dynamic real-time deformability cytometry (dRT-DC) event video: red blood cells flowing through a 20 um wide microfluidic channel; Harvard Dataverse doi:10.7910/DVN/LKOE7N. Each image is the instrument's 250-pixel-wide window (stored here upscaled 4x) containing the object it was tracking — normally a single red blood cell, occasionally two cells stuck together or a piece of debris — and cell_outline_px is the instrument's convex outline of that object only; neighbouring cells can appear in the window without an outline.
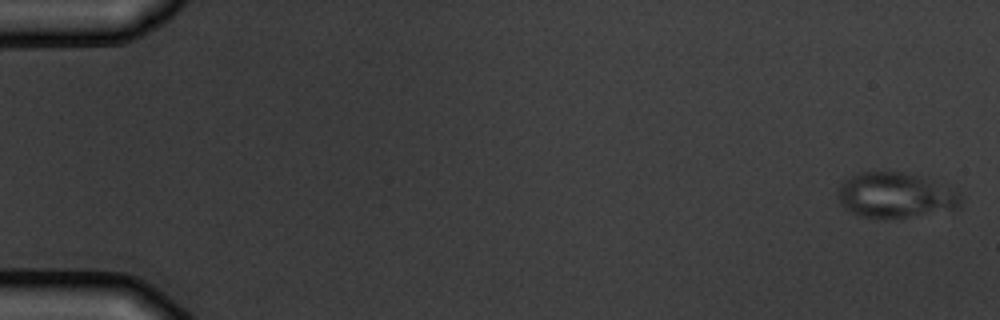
{"species": "common noctule bat (a hibernating species)", "species_latin": "Nyctalus noctula", "temperature_condition": "warm", "stored_images_in_passage": 6, "camera_frame_rate_fps": 3000, "um_per_image_px": 0.085, "animal": {"sex": "male", "body_mass_g": 19.5, "forearm_length_mm": 54.6}, "frame": {"image": 1, "passage_image": 1, "time_ms": 0.0, "image_size_px": [1000, 320], "cell_outline_px": [[964, 200], [960, 208], [908, 216], [860, 216], [844, 208], [840, 204], [836, 192], [836, 188], [844, 180], [860, 172], [904, 172], [924, 176], [960, 192], [964, 196]], "centroid_in_image_um": [76.14, 16.56], "position_along_channel_um": 8.9, "area_um2": 32.37}}